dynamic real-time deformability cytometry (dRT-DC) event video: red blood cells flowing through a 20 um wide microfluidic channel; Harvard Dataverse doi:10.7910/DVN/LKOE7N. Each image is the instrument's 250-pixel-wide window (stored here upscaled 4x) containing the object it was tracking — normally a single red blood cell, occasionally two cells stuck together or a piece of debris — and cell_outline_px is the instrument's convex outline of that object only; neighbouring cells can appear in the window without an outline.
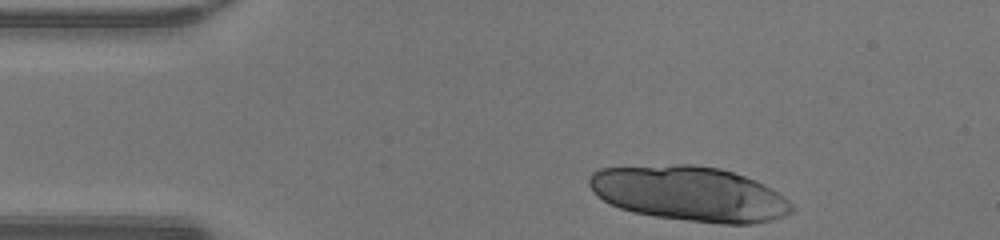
{"species": "human", "species_latin": "Homo sapiens", "temperature_condition": "warm", "stored_images_in_passage": 16, "camera_frame_rate_fps": 3000, "um_per_image_px": 0.085, "donor": {"sex": "male"}, "frame": {"image": 1, "passage_image": 1, "time_ms": 0.0, "image_size_px": [1000, 240], "cell_outline_px": [[796, 208], [792, 212], [784, 216], [772, 220], [752, 224], [724, 224], [688, 220], [656, 216], [632, 212], [620, 208], [604, 200], [588, 184], [588, 176], [592, 172], [600, 168], [676, 164], [692, 164], [720, 168], [756, 180], [772, 188], [784, 196]], "centroid_in_image_um": [58.65, 16.46], "position_along_channel_um": 26.4, "area_um2": 64.74}}